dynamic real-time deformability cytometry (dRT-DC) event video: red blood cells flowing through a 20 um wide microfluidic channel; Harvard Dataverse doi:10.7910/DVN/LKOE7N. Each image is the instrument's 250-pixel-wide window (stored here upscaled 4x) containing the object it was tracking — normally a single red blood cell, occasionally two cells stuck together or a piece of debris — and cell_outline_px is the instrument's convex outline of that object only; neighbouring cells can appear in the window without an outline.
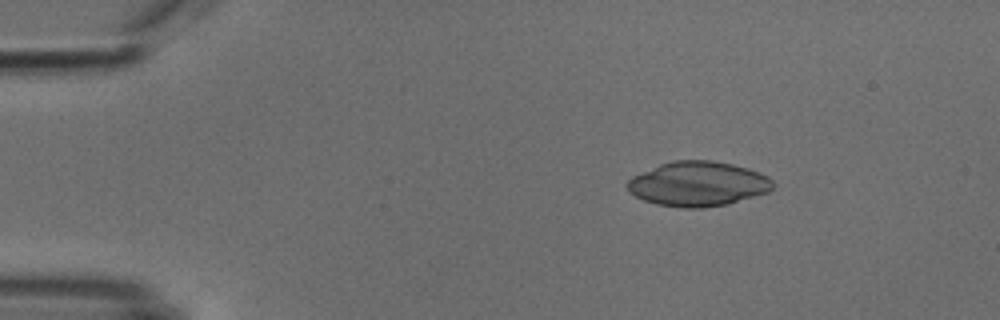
{"species": "common noctule bat (a hibernating species)", "species_latin": "Nyctalus noctula", "temperature_condition": "cold", "stored_images_in_passage": 52, "camera_frame_rate_fps": 3000, "um_per_image_px": 0.085, "animal": {"sex": "male", "body_mass_g": 18.8}, "frame": {"image": 1, "passage_image": 8, "time_ms": 2.333, "image_size_px": [1000, 320], "cell_outline_px": [[772, 188], [768, 192], [728, 204], [704, 208], [680, 208], [656, 204], [644, 200], [628, 192], [624, 184], [632, 176], [660, 164], [672, 160], [712, 160], [732, 164], [748, 168], [760, 172], [768, 176], [772, 180]], "centroid_in_image_um": [59.3, 15.63], "position_along_channel_um": 25.7, "area_um2": 38.21}}